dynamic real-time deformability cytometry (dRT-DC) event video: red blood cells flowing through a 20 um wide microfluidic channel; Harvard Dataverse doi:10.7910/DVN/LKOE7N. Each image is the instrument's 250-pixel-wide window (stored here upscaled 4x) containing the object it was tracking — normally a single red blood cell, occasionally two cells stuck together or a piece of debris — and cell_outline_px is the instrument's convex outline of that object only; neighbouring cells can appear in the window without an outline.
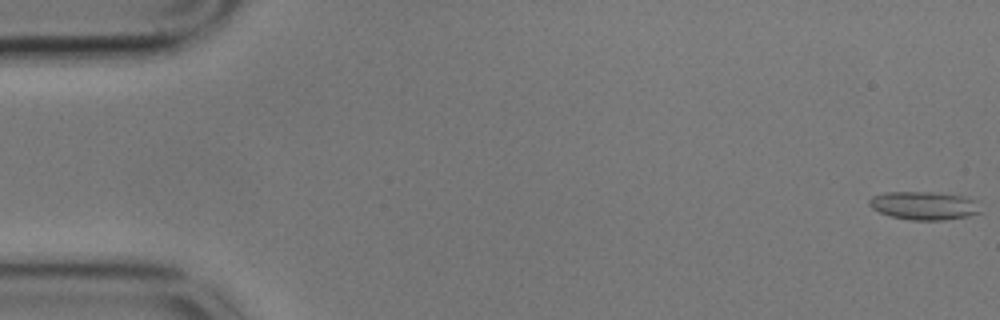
{"species": "common noctule bat (a hibernating species)", "species_latin": "Nyctalus noctula", "temperature_condition": "cold", "stored_images_in_passage": 57, "camera_frame_rate_fps": 3000, "um_per_image_px": 0.085, "animal": {"sex": "male", "body_mass_g": 17.9}, "frame": {"image": 1, "passage_image": 1, "time_ms": 0.0, "image_size_px": [1000, 320], "cell_outline_px": [[980, 212], [968, 216], [944, 220], [908, 220], [888, 216], [872, 208], [868, 204], [868, 200], [872, 196], [884, 192], [932, 192], [964, 196], [976, 200]], "centroid_in_image_um": [78.5, 17.48], "position_along_channel_um": 6.5, "area_um2": 18.44}}
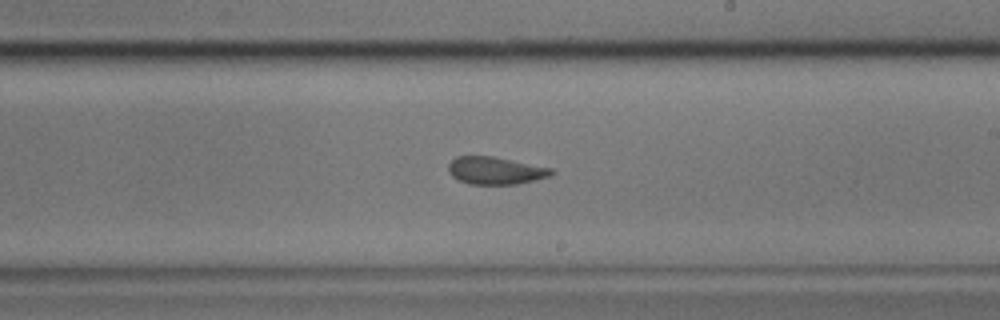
{"frame": {"image": 2, "passage_image": 33, "time_ms": 10.667, "image_size_px": [1000, 320], "cell_outline_px": [[556, 172], [548, 176], [516, 184], [468, 184], [452, 176], [448, 172], [448, 164], [456, 156], [492, 156], [552, 168]], "centroid_in_image_um": [42.08, 14.49], "position_along_channel_um": 246.9, "area_um2": 16.36}}
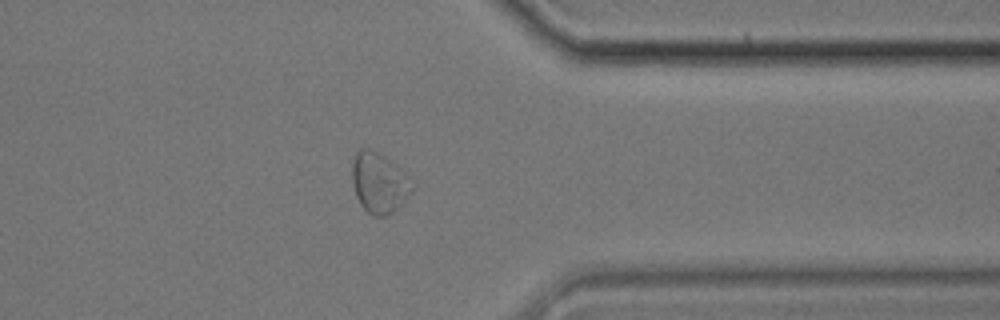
{"frame": {"image": 3, "passage_image": 45, "time_ms": 14.667, "image_size_px": [1000, 320], "cell_outline_px": [[416, 184], [412, 192], [392, 212], [384, 216], [372, 216], [360, 204], [356, 196], [352, 184], [352, 164], [356, 152], [360, 148], [368, 148], [384, 156], [396, 164]], "centroid_in_image_um": [32.23, 15.53], "position_along_channel_um": 379.2, "area_um2": 21.15}, "authors_computed_cell_mechanics": {"area_um2": 17.1666, "velocity_mm_per_s": 3.5253, "shape_relaxation_time_tau1_ms": null, "shape_relaxation_time_tau2_ms": 2.5931, "deformation_change_tau1": null, "deformation_change_tau2": 0.0672}}